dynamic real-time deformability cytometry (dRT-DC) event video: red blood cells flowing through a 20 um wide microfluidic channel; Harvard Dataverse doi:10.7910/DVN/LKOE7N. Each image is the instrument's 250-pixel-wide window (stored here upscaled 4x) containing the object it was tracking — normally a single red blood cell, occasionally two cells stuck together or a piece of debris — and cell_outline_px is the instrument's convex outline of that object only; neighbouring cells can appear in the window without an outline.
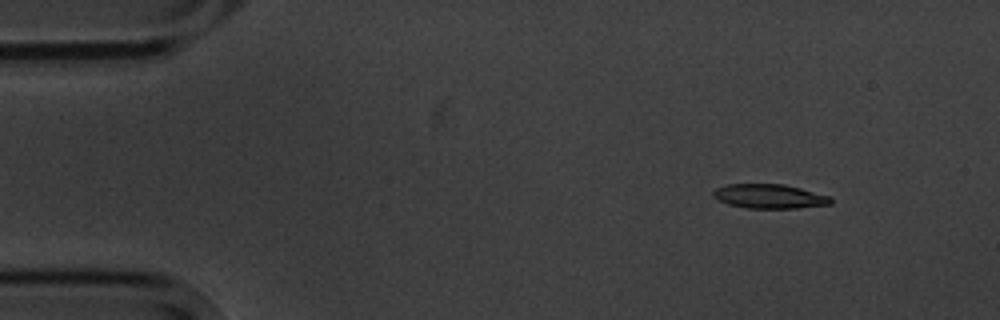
{"species": "common noctule bat (a hibernating species)", "species_latin": "Nyctalus noctula", "temperature_condition": "cold", "stored_images_in_passage": 3, "camera_frame_rate_fps": 3000, "um_per_image_px": 0.085, "animal": {"sex": "male", "body_mass_g": 20.1, "forearm_length_mm": 53.5}, "frame": {"image": 1, "passage_image": 1, "time_ms": 0.0, "image_size_px": [1000, 320], "cell_outline_px": [[832, 204], [796, 208], [748, 208], [728, 204], [712, 196], [712, 192], [716, 188], [728, 184], [784, 184], [832, 196]], "centroid_in_image_um": [65.43, 16.68], "position_along_channel_um": 19.6, "area_um2": 16.65}}
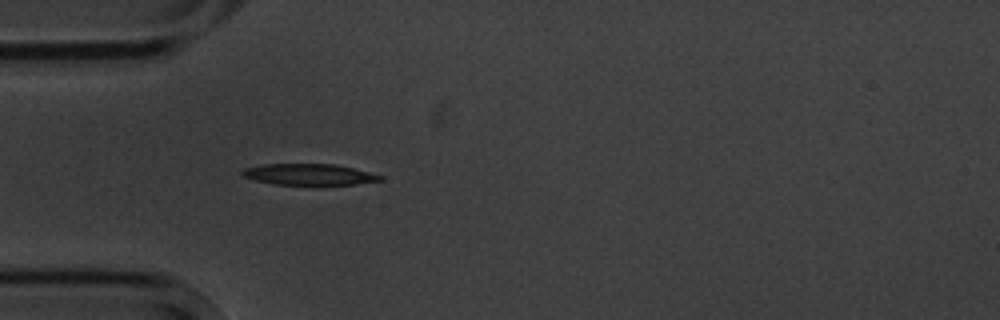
{"frame": {"image": 2, "passage_image": 3, "time_ms": 3.333, "image_size_px": [1000, 320], "cell_outline_px": [[384, 180], [356, 184], [276, 184], [256, 180], [244, 176], [240, 172], [244, 168], [264, 164], [332, 164], [352, 168], [384, 176]], "centroid_in_image_um": [26.28, 14.82], "position_along_channel_um": 58.7, "area_um2": 16.7}}